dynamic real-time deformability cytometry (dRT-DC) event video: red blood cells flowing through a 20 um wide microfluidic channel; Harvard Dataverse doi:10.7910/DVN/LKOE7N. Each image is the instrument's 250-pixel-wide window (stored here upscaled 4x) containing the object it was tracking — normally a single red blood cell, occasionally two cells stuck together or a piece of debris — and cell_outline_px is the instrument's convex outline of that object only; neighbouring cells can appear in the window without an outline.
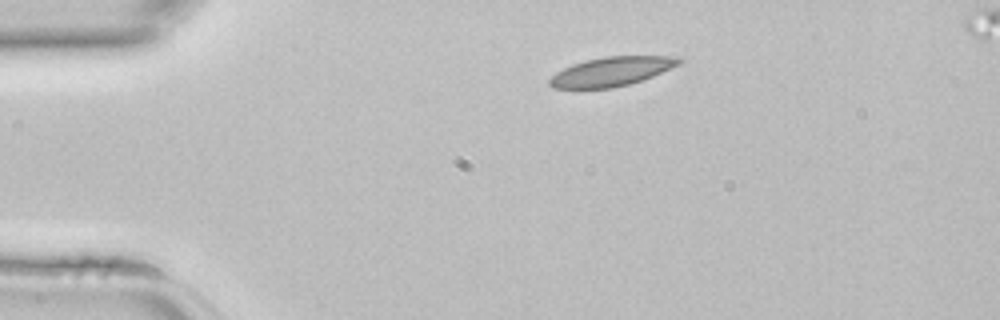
{"species": "common noctule bat (a hibernating species)", "species_latin": "Nyctalus noctula", "temperature_condition": "room temperature", "stored_images_in_passage": 38, "camera_frame_rate_fps": 3000, "um_per_image_px": 0.085, "animal": {"sex": "female", "body_mass_g": 22.7, "forearm_length_mm": 54.2}, "frame": {"image": 1, "passage_image": 1, "time_ms": 0.0, "image_size_px": [1000, 320], "cell_outline_px": [[684, 60], [680, 64], [652, 76], [628, 84], [612, 88], [552, 88], [548, 84], [548, 80], [556, 72], [572, 64], [584, 60], [604, 56], [684, 56]], "centroid_in_image_um": [51.99, 6.06], "position_along_channel_um": 33.0, "area_um2": 22.02}}
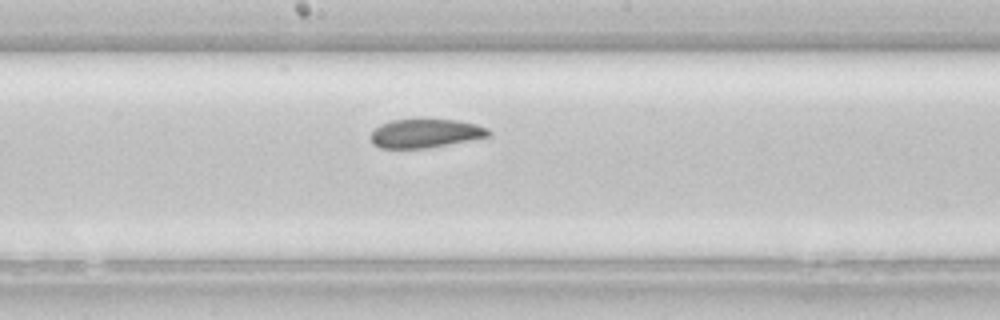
{"frame": {"image": 2, "passage_image": 16, "time_ms": 5.0, "image_size_px": [1000, 320], "cell_outline_px": [[492, 136], [428, 148], [380, 148], [372, 144], [368, 136], [380, 124], [392, 120], [416, 116], [424, 116], [456, 120], [476, 124], [488, 128], [492, 132]], "centroid_in_image_um": [36.15, 11.28], "position_along_channel_um": 212.1, "area_um2": 20.87}}
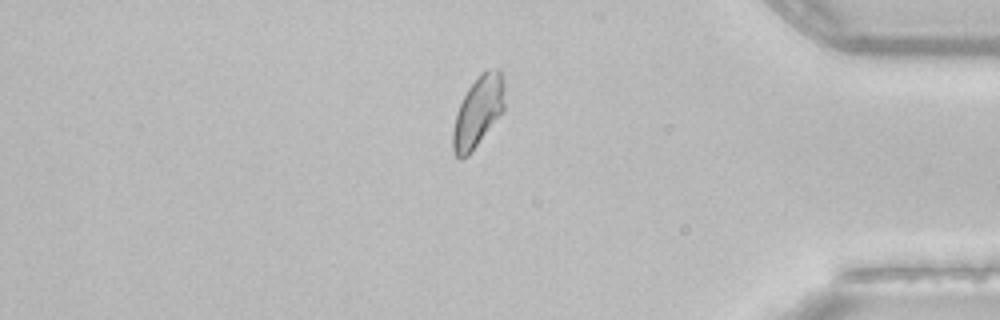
{"frame": {"image": 3, "passage_image": 30, "time_ms": 9.667, "image_size_px": [1000, 320], "cell_outline_px": [[504, 108], [468, 156], [460, 160], [452, 152], [452, 132], [456, 112], [468, 88], [488, 68], [500, 68], [504, 80]], "centroid_in_image_um": [40.61, 9.49], "position_along_channel_um": 394.6, "area_um2": 20.98}}